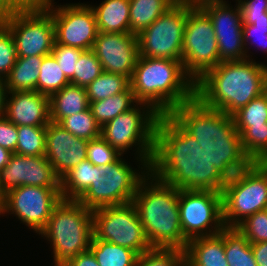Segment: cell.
<instances>
[{
  "mask_svg": "<svg viewBox=\"0 0 267 266\" xmlns=\"http://www.w3.org/2000/svg\"><path fill=\"white\" fill-rule=\"evenodd\" d=\"M241 8L242 18L267 16V0H236Z\"/></svg>",
  "mask_w": 267,
  "mask_h": 266,
  "instance_id": "45",
  "label": "cell"
},
{
  "mask_svg": "<svg viewBox=\"0 0 267 266\" xmlns=\"http://www.w3.org/2000/svg\"><path fill=\"white\" fill-rule=\"evenodd\" d=\"M264 93L267 95V69L265 72V89H264Z\"/></svg>",
  "mask_w": 267,
  "mask_h": 266,
  "instance_id": "52",
  "label": "cell"
},
{
  "mask_svg": "<svg viewBox=\"0 0 267 266\" xmlns=\"http://www.w3.org/2000/svg\"><path fill=\"white\" fill-rule=\"evenodd\" d=\"M89 249L100 266H135L138 258L132 249L98 240L94 235Z\"/></svg>",
  "mask_w": 267,
  "mask_h": 266,
  "instance_id": "28",
  "label": "cell"
},
{
  "mask_svg": "<svg viewBox=\"0 0 267 266\" xmlns=\"http://www.w3.org/2000/svg\"><path fill=\"white\" fill-rule=\"evenodd\" d=\"M93 233L98 240L130 248L138 255L152 249L133 202L93 210Z\"/></svg>",
  "mask_w": 267,
  "mask_h": 266,
  "instance_id": "13",
  "label": "cell"
},
{
  "mask_svg": "<svg viewBox=\"0 0 267 266\" xmlns=\"http://www.w3.org/2000/svg\"><path fill=\"white\" fill-rule=\"evenodd\" d=\"M17 59L10 29L0 20V77L6 78Z\"/></svg>",
  "mask_w": 267,
  "mask_h": 266,
  "instance_id": "41",
  "label": "cell"
},
{
  "mask_svg": "<svg viewBox=\"0 0 267 266\" xmlns=\"http://www.w3.org/2000/svg\"><path fill=\"white\" fill-rule=\"evenodd\" d=\"M159 117L160 114L150 105L138 102L128 111L104 124L101 127V137L121 155L135 148L133 151L136 152L133 154L137 162L150 166Z\"/></svg>",
  "mask_w": 267,
  "mask_h": 266,
  "instance_id": "7",
  "label": "cell"
},
{
  "mask_svg": "<svg viewBox=\"0 0 267 266\" xmlns=\"http://www.w3.org/2000/svg\"><path fill=\"white\" fill-rule=\"evenodd\" d=\"M55 3L50 0L43 5L53 18L55 42L85 51L92 50L99 31L90 4L69 3L56 6Z\"/></svg>",
  "mask_w": 267,
  "mask_h": 266,
  "instance_id": "16",
  "label": "cell"
},
{
  "mask_svg": "<svg viewBox=\"0 0 267 266\" xmlns=\"http://www.w3.org/2000/svg\"><path fill=\"white\" fill-rule=\"evenodd\" d=\"M12 154L13 153L11 151L0 146V170H2L8 164Z\"/></svg>",
  "mask_w": 267,
  "mask_h": 266,
  "instance_id": "50",
  "label": "cell"
},
{
  "mask_svg": "<svg viewBox=\"0 0 267 266\" xmlns=\"http://www.w3.org/2000/svg\"><path fill=\"white\" fill-rule=\"evenodd\" d=\"M4 116L17 126H47L49 97L38 91L7 92Z\"/></svg>",
  "mask_w": 267,
  "mask_h": 266,
  "instance_id": "21",
  "label": "cell"
},
{
  "mask_svg": "<svg viewBox=\"0 0 267 266\" xmlns=\"http://www.w3.org/2000/svg\"><path fill=\"white\" fill-rule=\"evenodd\" d=\"M61 201V188L20 186L4 195L3 215L7 213L16 216V219L38 234Z\"/></svg>",
  "mask_w": 267,
  "mask_h": 266,
  "instance_id": "15",
  "label": "cell"
},
{
  "mask_svg": "<svg viewBox=\"0 0 267 266\" xmlns=\"http://www.w3.org/2000/svg\"><path fill=\"white\" fill-rule=\"evenodd\" d=\"M38 234L50 243L53 266H64L90 248L94 235L93 210L77 200L62 199Z\"/></svg>",
  "mask_w": 267,
  "mask_h": 266,
  "instance_id": "6",
  "label": "cell"
},
{
  "mask_svg": "<svg viewBox=\"0 0 267 266\" xmlns=\"http://www.w3.org/2000/svg\"><path fill=\"white\" fill-rule=\"evenodd\" d=\"M28 6L31 4L27 0H0V15Z\"/></svg>",
  "mask_w": 267,
  "mask_h": 266,
  "instance_id": "48",
  "label": "cell"
},
{
  "mask_svg": "<svg viewBox=\"0 0 267 266\" xmlns=\"http://www.w3.org/2000/svg\"><path fill=\"white\" fill-rule=\"evenodd\" d=\"M20 186L61 188V179L45 156L13 153L8 164L0 170V188L6 194Z\"/></svg>",
  "mask_w": 267,
  "mask_h": 266,
  "instance_id": "18",
  "label": "cell"
},
{
  "mask_svg": "<svg viewBox=\"0 0 267 266\" xmlns=\"http://www.w3.org/2000/svg\"><path fill=\"white\" fill-rule=\"evenodd\" d=\"M17 141V125L13 124L5 116L0 117V146L15 153Z\"/></svg>",
  "mask_w": 267,
  "mask_h": 266,
  "instance_id": "44",
  "label": "cell"
},
{
  "mask_svg": "<svg viewBox=\"0 0 267 266\" xmlns=\"http://www.w3.org/2000/svg\"><path fill=\"white\" fill-rule=\"evenodd\" d=\"M92 51L104 72L123 75L131 80L139 58L136 34L98 32Z\"/></svg>",
  "mask_w": 267,
  "mask_h": 266,
  "instance_id": "19",
  "label": "cell"
},
{
  "mask_svg": "<svg viewBox=\"0 0 267 266\" xmlns=\"http://www.w3.org/2000/svg\"><path fill=\"white\" fill-rule=\"evenodd\" d=\"M103 72L101 63L92 50L84 51L75 66L74 77L70 83L86 88Z\"/></svg>",
  "mask_w": 267,
  "mask_h": 266,
  "instance_id": "39",
  "label": "cell"
},
{
  "mask_svg": "<svg viewBox=\"0 0 267 266\" xmlns=\"http://www.w3.org/2000/svg\"><path fill=\"white\" fill-rule=\"evenodd\" d=\"M94 165L84 160L61 178L63 200H78L93 183Z\"/></svg>",
  "mask_w": 267,
  "mask_h": 266,
  "instance_id": "29",
  "label": "cell"
},
{
  "mask_svg": "<svg viewBox=\"0 0 267 266\" xmlns=\"http://www.w3.org/2000/svg\"><path fill=\"white\" fill-rule=\"evenodd\" d=\"M245 154L252 162L267 163V126H235Z\"/></svg>",
  "mask_w": 267,
  "mask_h": 266,
  "instance_id": "31",
  "label": "cell"
},
{
  "mask_svg": "<svg viewBox=\"0 0 267 266\" xmlns=\"http://www.w3.org/2000/svg\"><path fill=\"white\" fill-rule=\"evenodd\" d=\"M224 250L229 266H257L251 243L235 227L224 228Z\"/></svg>",
  "mask_w": 267,
  "mask_h": 266,
  "instance_id": "30",
  "label": "cell"
},
{
  "mask_svg": "<svg viewBox=\"0 0 267 266\" xmlns=\"http://www.w3.org/2000/svg\"><path fill=\"white\" fill-rule=\"evenodd\" d=\"M180 223L187 241L220 233L224 228L222 194L208 190H179Z\"/></svg>",
  "mask_w": 267,
  "mask_h": 266,
  "instance_id": "14",
  "label": "cell"
},
{
  "mask_svg": "<svg viewBox=\"0 0 267 266\" xmlns=\"http://www.w3.org/2000/svg\"><path fill=\"white\" fill-rule=\"evenodd\" d=\"M84 51L83 49L54 43L51 54L55 57L62 72L69 81L74 77L77 60Z\"/></svg>",
  "mask_w": 267,
  "mask_h": 266,
  "instance_id": "43",
  "label": "cell"
},
{
  "mask_svg": "<svg viewBox=\"0 0 267 266\" xmlns=\"http://www.w3.org/2000/svg\"><path fill=\"white\" fill-rule=\"evenodd\" d=\"M10 29L17 57L46 56L52 53L55 27L43 5H31L0 15Z\"/></svg>",
  "mask_w": 267,
  "mask_h": 266,
  "instance_id": "10",
  "label": "cell"
},
{
  "mask_svg": "<svg viewBox=\"0 0 267 266\" xmlns=\"http://www.w3.org/2000/svg\"><path fill=\"white\" fill-rule=\"evenodd\" d=\"M170 115L202 146L207 159L226 180L253 163L243 150L232 115L207 108L196 97Z\"/></svg>",
  "mask_w": 267,
  "mask_h": 266,
  "instance_id": "2",
  "label": "cell"
},
{
  "mask_svg": "<svg viewBox=\"0 0 267 266\" xmlns=\"http://www.w3.org/2000/svg\"><path fill=\"white\" fill-rule=\"evenodd\" d=\"M89 107L86 88L69 83L49 97L50 121L60 123L65 117Z\"/></svg>",
  "mask_w": 267,
  "mask_h": 266,
  "instance_id": "24",
  "label": "cell"
},
{
  "mask_svg": "<svg viewBox=\"0 0 267 266\" xmlns=\"http://www.w3.org/2000/svg\"><path fill=\"white\" fill-rule=\"evenodd\" d=\"M130 87L138 102L158 114H170L195 98V82L186 74L182 61L139 56Z\"/></svg>",
  "mask_w": 267,
  "mask_h": 266,
  "instance_id": "4",
  "label": "cell"
},
{
  "mask_svg": "<svg viewBox=\"0 0 267 266\" xmlns=\"http://www.w3.org/2000/svg\"><path fill=\"white\" fill-rule=\"evenodd\" d=\"M121 154L102 137L88 141L87 160L93 165L103 167L108 163L115 162Z\"/></svg>",
  "mask_w": 267,
  "mask_h": 266,
  "instance_id": "42",
  "label": "cell"
},
{
  "mask_svg": "<svg viewBox=\"0 0 267 266\" xmlns=\"http://www.w3.org/2000/svg\"><path fill=\"white\" fill-rule=\"evenodd\" d=\"M232 116L235 126H267V95L254 98Z\"/></svg>",
  "mask_w": 267,
  "mask_h": 266,
  "instance_id": "36",
  "label": "cell"
},
{
  "mask_svg": "<svg viewBox=\"0 0 267 266\" xmlns=\"http://www.w3.org/2000/svg\"><path fill=\"white\" fill-rule=\"evenodd\" d=\"M266 69L249 59L219 63L195 83V97L207 108L233 115L264 93Z\"/></svg>",
  "mask_w": 267,
  "mask_h": 266,
  "instance_id": "3",
  "label": "cell"
},
{
  "mask_svg": "<svg viewBox=\"0 0 267 266\" xmlns=\"http://www.w3.org/2000/svg\"><path fill=\"white\" fill-rule=\"evenodd\" d=\"M88 140L78 138L59 123L46 127L45 157L61 179L74 166L87 159Z\"/></svg>",
  "mask_w": 267,
  "mask_h": 266,
  "instance_id": "20",
  "label": "cell"
},
{
  "mask_svg": "<svg viewBox=\"0 0 267 266\" xmlns=\"http://www.w3.org/2000/svg\"><path fill=\"white\" fill-rule=\"evenodd\" d=\"M179 0H130V33L138 34Z\"/></svg>",
  "mask_w": 267,
  "mask_h": 266,
  "instance_id": "26",
  "label": "cell"
},
{
  "mask_svg": "<svg viewBox=\"0 0 267 266\" xmlns=\"http://www.w3.org/2000/svg\"><path fill=\"white\" fill-rule=\"evenodd\" d=\"M179 0L137 36L139 56L182 61V44L188 12L195 6Z\"/></svg>",
  "mask_w": 267,
  "mask_h": 266,
  "instance_id": "11",
  "label": "cell"
},
{
  "mask_svg": "<svg viewBox=\"0 0 267 266\" xmlns=\"http://www.w3.org/2000/svg\"><path fill=\"white\" fill-rule=\"evenodd\" d=\"M4 193L1 191V188H0V216L2 214L3 216V211H4Z\"/></svg>",
  "mask_w": 267,
  "mask_h": 266,
  "instance_id": "51",
  "label": "cell"
},
{
  "mask_svg": "<svg viewBox=\"0 0 267 266\" xmlns=\"http://www.w3.org/2000/svg\"><path fill=\"white\" fill-rule=\"evenodd\" d=\"M130 86V80L119 74L102 72L86 87L88 102L106 99L125 91Z\"/></svg>",
  "mask_w": 267,
  "mask_h": 266,
  "instance_id": "33",
  "label": "cell"
},
{
  "mask_svg": "<svg viewBox=\"0 0 267 266\" xmlns=\"http://www.w3.org/2000/svg\"><path fill=\"white\" fill-rule=\"evenodd\" d=\"M185 266H229L224 250V229L215 235L187 242Z\"/></svg>",
  "mask_w": 267,
  "mask_h": 266,
  "instance_id": "22",
  "label": "cell"
},
{
  "mask_svg": "<svg viewBox=\"0 0 267 266\" xmlns=\"http://www.w3.org/2000/svg\"><path fill=\"white\" fill-rule=\"evenodd\" d=\"M90 7L99 32L130 33V0H104Z\"/></svg>",
  "mask_w": 267,
  "mask_h": 266,
  "instance_id": "23",
  "label": "cell"
},
{
  "mask_svg": "<svg viewBox=\"0 0 267 266\" xmlns=\"http://www.w3.org/2000/svg\"><path fill=\"white\" fill-rule=\"evenodd\" d=\"M122 156L103 167L94 165L93 183L77 200L80 204L95 210L132 202L139 184L150 169L147 163H138V169H135Z\"/></svg>",
  "mask_w": 267,
  "mask_h": 266,
  "instance_id": "8",
  "label": "cell"
},
{
  "mask_svg": "<svg viewBox=\"0 0 267 266\" xmlns=\"http://www.w3.org/2000/svg\"><path fill=\"white\" fill-rule=\"evenodd\" d=\"M220 63L218 44L209 16L196 4L189 12L182 44V64L196 83Z\"/></svg>",
  "mask_w": 267,
  "mask_h": 266,
  "instance_id": "12",
  "label": "cell"
},
{
  "mask_svg": "<svg viewBox=\"0 0 267 266\" xmlns=\"http://www.w3.org/2000/svg\"><path fill=\"white\" fill-rule=\"evenodd\" d=\"M47 126H17L18 141L15 154L44 156Z\"/></svg>",
  "mask_w": 267,
  "mask_h": 266,
  "instance_id": "34",
  "label": "cell"
},
{
  "mask_svg": "<svg viewBox=\"0 0 267 266\" xmlns=\"http://www.w3.org/2000/svg\"><path fill=\"white\" fill-rule=\"evenodd\" d=\"M242 20L243 43L246 52V59L253 60L252 55L249 54V49H251L253 42L254 45L259 42L256 47H259V49H261L260 51H263V53H267V16L242 18ZM255 38L258 42L254 40Z\"/></svg>",
  "mask_w": 267,
  "mask_h": 266,
  "instance_id": "37",
  "label": "cell"
},
{
  "mask_svg": "<svg viewBox=\"0 0 267 266\" xmlns=\"http://www.w3.org/2000/svg\"><path fill=\"white\" fill-rule=\"evenodd\" d=\"M6 95L5 79L0 77V117H3L5 113Z\"/></svg>",
  "mask_w": 267,
  "mask_h": 266,
  "instance_id": "49",
  "label": "cell"
},
{
  "mask_svg": "<svg viewBox=\"0 0 267 266\" xmlns=\"http://www.w3.org/2000/svg\"><path fill=\"white\" fill-rule=\"evenodd\" d=\"M251 250L257 266H267V242L251 244Z\"/></svg>",
  "mask_w": 267,
  "mask_h": 266,
  "instance_id": "47",
  "label": "cell"
},
{
  "mask_svg": "<svg viewBox=\"0 0 267 266\" xmlns=\"http://www.w3.org/2000/svg\"><path fill=\"white\" fill-rule=\"evenodd\" d=\"M135 266H185V252L173 248H152L138 255Z\"/></svg>",
  "mask_w": 267,
  "mask_h": 266,
  "instance_id": "38",
  "label": "cell"
},
{
  "mask_svg": "<svg viewBox=\"0 0 267 266\" xmlns=\"http://www.w3.org/2000/svg\"><path fill=\"white\" fill-rule=\"evenodd\" d=\"M150 173L178 190L222 192L227 180L207 159L202 146L170 114L155 128Z\"/></svg>",
  "mask_w": 267,
  "mask_h": 266,
  "instance_id": "1",
  "label": "cell"
},
{
  "mask_svg": "<svg viewBox=\"0 0 267 266\" xmlns=\"http://www.w3.org/2000/svg\"><path fill=\"white\" fill-rule=\"evenodd\" d=\"M252 243L267 242V209L246 217L236 227Z\"/></svg>",
  "mask_w": 267,
  "mask_h": 266,
  "instance_id": "40",
  "label": "cell"
},
{
  "mask_svg": "<svg viewBox=\"0 0 267 266\" xmlns=\"http://www.w3.org/2000/svg\"><path fill=\"white\" fill-rule=\"evenodd\" d=\"M64 266H100L90 249L79 253Z\"/></svg>",
  "mask_w": 267,
  "mask_h": 266,
  "instance_id": "46",
  "label": "cell"
},
{
  "mask_svg": "<svg viewBox=\"0 0 267 266\" xmlns=\"http://www.w3.org/2000/svg\"><path fill=\"white\" fill-rule=\"evenodd\" d=\"M225 227H236L246 217L267 209V163L253 162L227 180L222 189Z\"/></svg>",
  "mask_w": 267,
  "mask_h": 266,
  "instance_id": "9",
  "label": "cell"
},
{
  "mask_svg": "<svg viewBox=\"0 0 267 266\" xmlns=\"http://www.w3.org/2000/svg\"><path fill=\"white\" fill-rule=\"evenodd\" d=\"M228 2L204 0L197 4L212 21L220 63L246 59L241 8L238 3L233 8Z\"/></svg>",
  "mask_w": 267,
  "mask_h": 266,
  "instance_id": "17",
  "label": "cell"
},
{
  "mask_svg": "<svg viewBox=\"0 0 267 266\" xmlns=\"http://www.w3.org/2000/svg\"><path fill=\"white\" fill-rule=\"evenodd\" d=\"M43 57H17L9 75L5 78L7 92L37 91L39 68Z\"/></svg>",
  "mask_w": 267,
  "mask_h": 266,
  "instance_id": "25",
  "label": "cell"
},
{
  "mask_svg": "<svg viewBox=\"0 0 267 266\" xmlns=\"http://www.w3.org/2000/svg\"><path fill=\"white\" fill-rule=\"evenodd\" d=\"M59 124L78 138L89 141L101 137V126L89 107L85 111L65 117Z\"/></svg>",
  "mask_w": 267,
  "mask_h": 266,
  "instance_id": "35",
  "label": "cell"
},
{
  "mask_svg": "<svg viewBox=\"0 0 267 266\" xmlns=\"http://www.w3.org/2000/svg\"><path fill=\"white\" fill-rule=\"evenodd\" d=\"M39 70L37 91L48 97L70 83L52 54L43 57Z\"/></svg>",
  "mask_w": 267,
  "mask_h": 266,
  "instance_id": "32",
  "label": "cell"
},
{
  "mask_svg": "<svg viewBox=\"0 0 267 266\" xmlns=\"http://www.w3.org/2000/svg\"><path fill=\"white\" fill-rule=\"evenodd\" d=\"M137 103L138 101L129 86L125 91L115 94L114 96L89 102V108L96 119V122L102 127L119 114L134 107Z\"/></svg>",
  "mask_w": 267,
  "mask_h": 266,
  "instance_id": "27",
  "label": "cell"
},
{
  "mask_svg": "<svg viewBox=\"0 0 267 266\" xmlns=\"http://www.w3.org/2000/svg\"><path fill=\"white\" fill-rule=\"evenodd\" d=\"M179 190L149 173L139 184L132 200L152 248L184 250L178 206Z\"/></svg>",
  "mask_w": 267,
  "mask_h": 266,
  "instance_id": "5",
  "label": "cell"
}]
</instances>
